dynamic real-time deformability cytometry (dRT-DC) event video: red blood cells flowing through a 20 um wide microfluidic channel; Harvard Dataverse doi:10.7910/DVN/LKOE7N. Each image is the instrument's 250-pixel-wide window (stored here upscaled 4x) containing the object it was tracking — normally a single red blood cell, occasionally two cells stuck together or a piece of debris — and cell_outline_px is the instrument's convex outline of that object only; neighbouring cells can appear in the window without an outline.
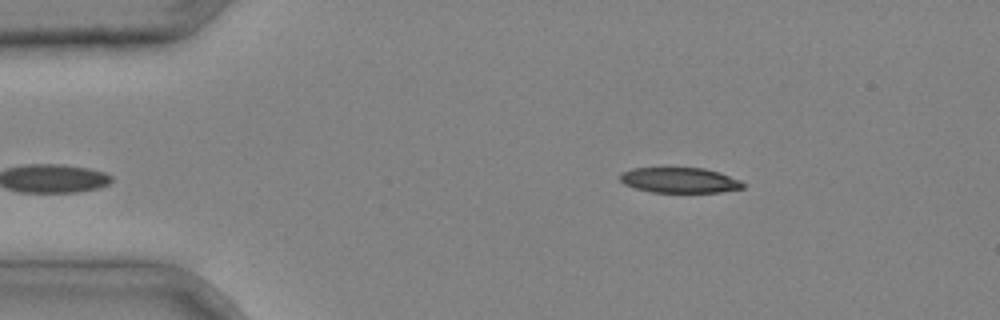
{"species": "common noctule bat (a hibernating species)", "species_latin": "Nyctalus noctula", "temperature_condition": "cold", "stored_images_in_passage": 36, "camera_frame_rate_fps": 3000, "um_per_image_px": 0.085, "animal": {"sex": "male", "body_mass_g": 20.4}, "frame": {"image": 1, "passage_image": 2, "time_ms": 0.333, "image_size_px": [1000, 320], "cell_outline_px": [[744, 188], [720, 192], [652, 192], [636, 188], [624, 184], [620, 180], [620, 172], [632, 168], [704, 168], [720, 172], [740, 180], [744, 184]], "centroid_in_image_um": [57.76, 15.31], "position_along_channel_um": 27.2, "area_um2": 18.15}}
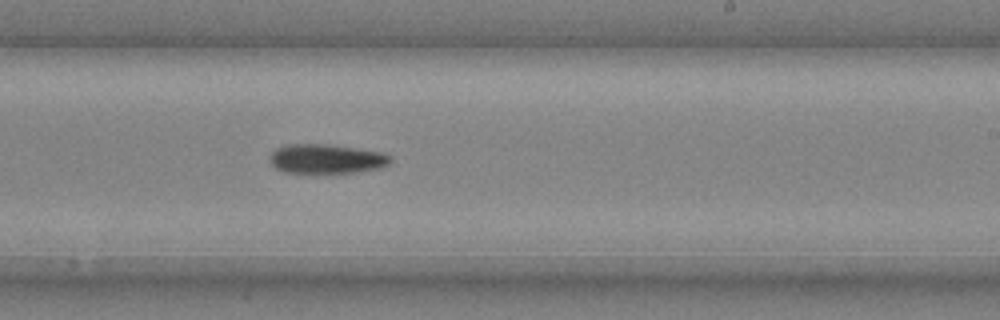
{"frame": {"image": 2, "passage_image": 21, "time_ms": 6.667, "image_size_px": [1000, 320], "cell_outline_px": [[392, 160], [388, 164], [380, 168], [352, 172], [288, 172], [276, 168], [272, 164], [268, 156], [276, 148], [288, 144], [328, 144], [384, 152], [392, 156]], "centroid_in_image_um": [27.77, 13.48], "position_along_channel_um": 261.2, "area_um2": 20.52}}
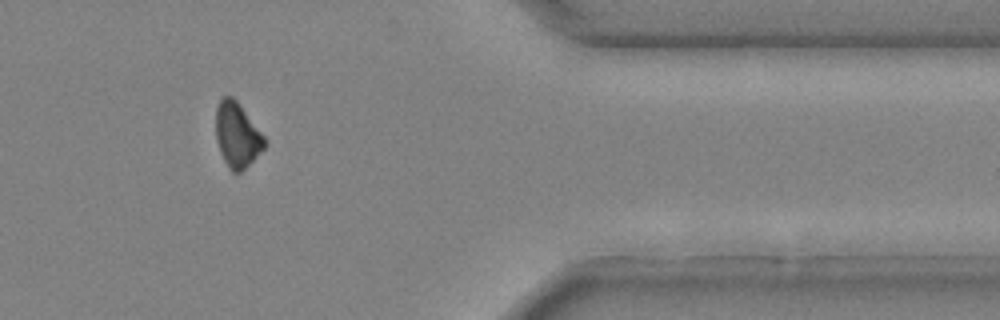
{"frame": {"image": 3, "passage_image": 31, "time_ms": 10.0, "image_size_px": [1000, 320], "cell_outline_px": [[268, 144], [240, 172], [232, 172], [224, 160], [220, 152], [216, 140], [216, 108], [220, 100], [224, 96], [232, 96], [236, 100], [268, 140]], "centroid_in_image_um": [20.16, 11.46], "position_along_channel_um": 391.2, "area_um2": 18.26}}